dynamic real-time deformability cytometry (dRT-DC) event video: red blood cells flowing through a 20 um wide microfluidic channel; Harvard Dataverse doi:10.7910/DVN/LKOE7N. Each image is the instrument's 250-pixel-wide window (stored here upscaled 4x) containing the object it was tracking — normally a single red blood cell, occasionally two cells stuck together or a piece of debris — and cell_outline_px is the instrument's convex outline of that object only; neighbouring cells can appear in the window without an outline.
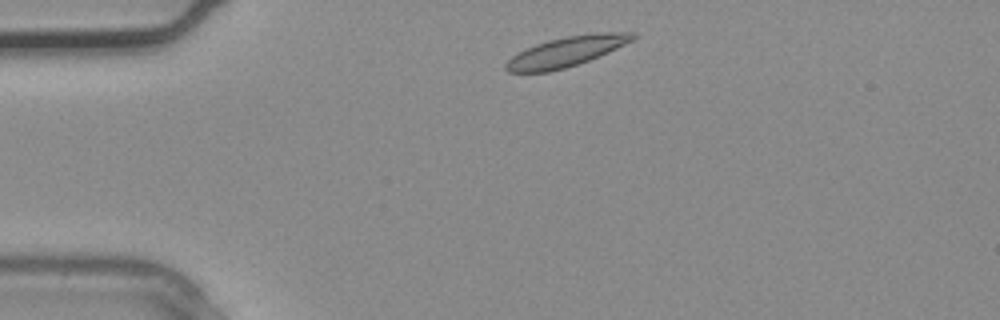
{"species": "common noctule bat (a hibernating species)", "species_latin": "Nyctalus noctula", "temperature_condition": "warm", "stored_images_in_passage": 1, "camera_frame_rate_fps": 3000, "um_per_image_px": 0.085, "animal": {"sex": "male", "body_mass_g": 20.4}, "frame": {"image": 1, "passage_image": 1, "time_ms": 0.0, "image_size_px": [1000, 320], "cell_outline_px": [[640, 36], [600, 56], [564, 68], [548, 72], [508, 72], [504, 68], [504, 64], [512, 56], [536, 44], [548, 40], [568, 36], [596, 32], [636, 32]], "centroid_in_image_um": [48.17, 4.38], "position_along_channel_um": 36.8, "area_um2": 21.96}}